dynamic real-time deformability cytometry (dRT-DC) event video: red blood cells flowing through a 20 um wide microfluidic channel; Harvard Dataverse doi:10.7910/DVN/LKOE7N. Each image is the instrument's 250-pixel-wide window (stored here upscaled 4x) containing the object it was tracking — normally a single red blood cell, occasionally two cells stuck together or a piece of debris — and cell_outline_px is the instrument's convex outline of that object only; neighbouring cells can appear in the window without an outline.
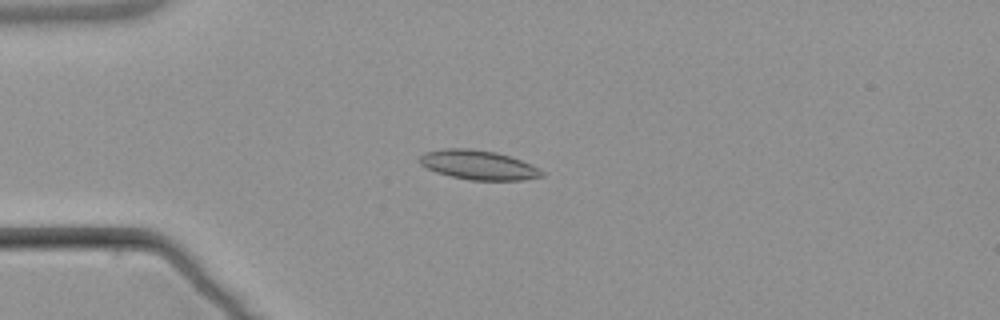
{"species": "common noctule bat (a hibernating species)", "species_latin": "Nyctalus noctula", "temperature_condition": "warm", "stored_images_in_passage": 7, "camera_frame_rate_fps": 3000, "um_per_image_px": 0.085, "animal": {"sex": "male", "body_mass_g": 21.5, "forearm_length_mm": 52.0}, "frame": {"image": 1, "passage_image": 5, "time_ms": 4.667, "image_size_px": [1000, 320], "cell_outline_px": [[544, 176], [520, 180], [468, 180], [436, 172], [420, 164], [420, 156], [424, 152], [444, 148], [468, 148], [496, 152], [532, 164], [540, 168], [544, 172]], "centroid_in_image_um": [40.67, 14.02], "position_along_channel_um": 44.3, "area_um2": 20.87}}
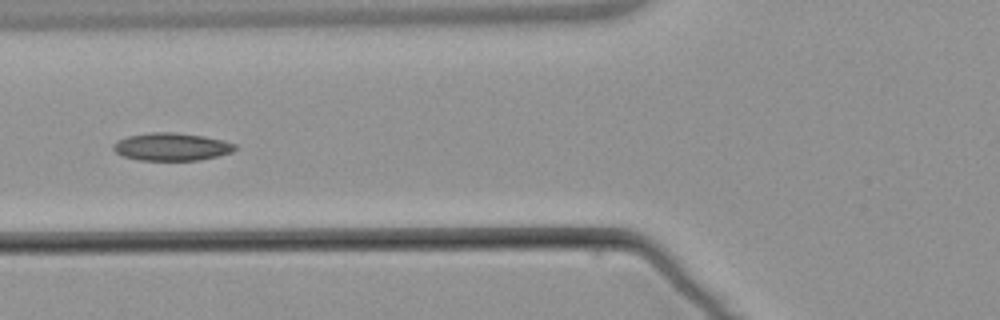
{"frame": {"image": 2, "passage_image": 7, "time_ms": 7.0, "image_size_px": [1000, 320], "cell_outline_px": [[236, 148], [232, 152], [200, 160], [140, 160], [124, 156], [116, 152], [112, 148], [112, 144], [116, 140], [128, 136], [148, 132], [176, 132], [204, 136], [224, 140], [236, 144]], "centroid_in_image_um": [14.57, 12.46], "position_along_channel_um": 111.2, "area_um2": 19.77}}